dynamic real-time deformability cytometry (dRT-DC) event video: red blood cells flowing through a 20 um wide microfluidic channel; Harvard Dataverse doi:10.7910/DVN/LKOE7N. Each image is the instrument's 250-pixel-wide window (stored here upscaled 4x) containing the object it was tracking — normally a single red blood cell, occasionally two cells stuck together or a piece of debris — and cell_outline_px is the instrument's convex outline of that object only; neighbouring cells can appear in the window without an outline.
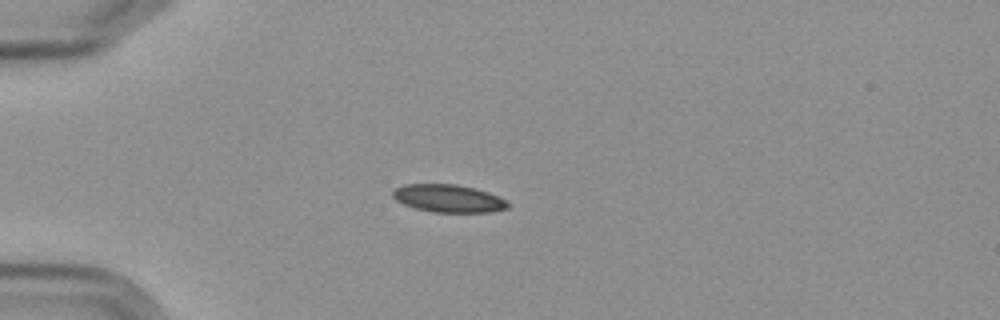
{"species": "Egyptian fruit bat (a non-hibernating species)", "species_latin": "Rousettus aegyptiacus", "temperature_condition": "cold", "stored_images_in_passage": 8, "camera_frame_rate_fps": 3000, "um_per_image_px": 0.085, "frame": {"image": 1, "passage_image": 1, "time_ms": 0.0, "image_size_px": [1000, 320], "cell_outline_px": [[512, 204], [508, 208], [492, 212], [432, 212], [416, 208], [404, 204], [396, 200], [392, 196], [392, 192], [396, 188], [404, 184], [456, 184], [488, 192]], "centroid_in_image_um": [38.11, 16.87], "position_along_channel_um": 46.9, "area_um2": 18.5}}
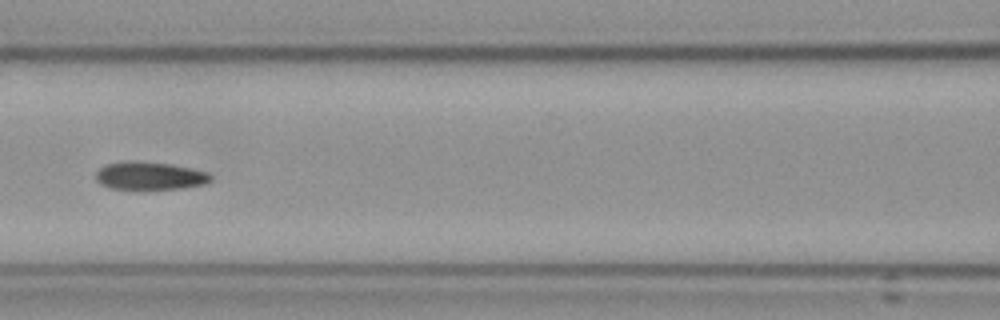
{"frame": {"image": 2, "passage_image": 4, "time_ms": 3.667, "image_size_px": [1000, 320], "cell_outline_px": [[212, 180], [204, 184], [180, 188], [152, 192], [128, 192], [108, 188], [100, 184], [96, 180], [96, 172], [104, 164], [128, 160], [136, 160], [168, 164], [208, 172], [212, 176]], "centroid_in_image_um": [12.64, 15.0], "position_along_channel_um": 154.0, "area_um2": 19.88}}
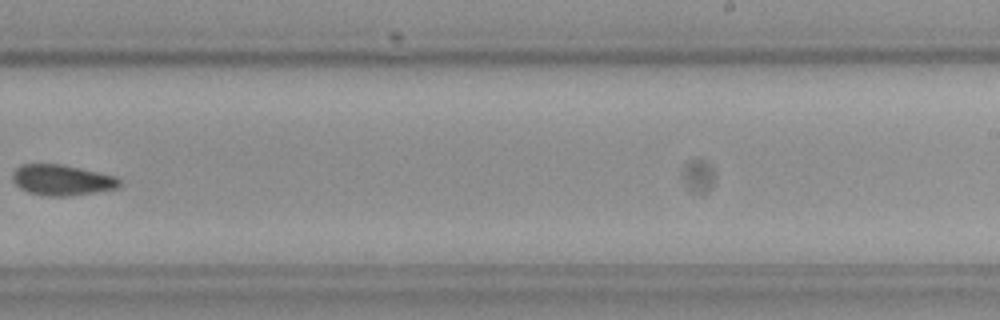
{"frame": {"image": 3, "passage_image": 7, "time_ms": 7.333, "image_size_px": [1000, 320], "cell_outline_px": [[120, 184], [116, 188], [96, 192], [72, 196], [44, 196], [28, 192], [20, 188], [12, 180], [12, 172], [20, 164], [60, 164], [116, 176], [120, 180]], "centroid_in_image_um": [5.23, 15.31], "position_along_channel_um": 283.8, "area_um2": 19.13}}